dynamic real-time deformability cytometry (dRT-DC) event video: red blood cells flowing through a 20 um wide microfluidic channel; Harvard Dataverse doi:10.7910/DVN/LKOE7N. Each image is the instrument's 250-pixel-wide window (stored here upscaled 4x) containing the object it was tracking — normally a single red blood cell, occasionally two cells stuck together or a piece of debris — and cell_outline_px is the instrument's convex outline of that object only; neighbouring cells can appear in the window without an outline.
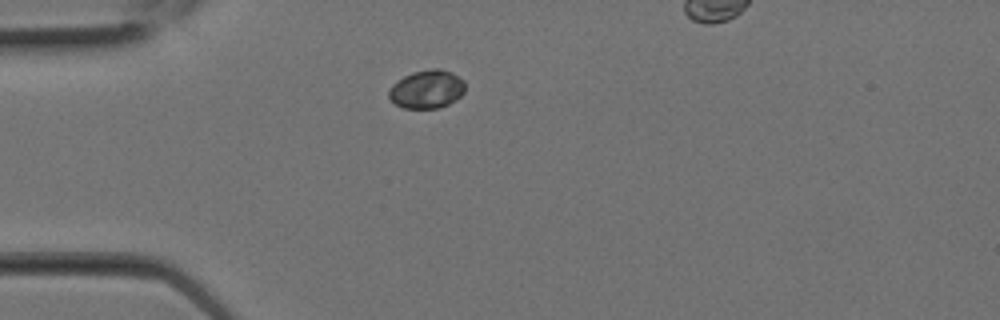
{"species": "Egyptian fruit bat (a non-hibernating species)", "species_latin": "Rousettus aegyptiacus", "temperature_condition": "room temperature", "stored_images_in_passage": 3, "camera_frame_rate_fps": 3000, "um_per_image_px": 0.085, "animal": {"sex": "female"}, "frame": {"image": 1, "passage_image": 1, "time_ms": 0.0, "image_size_px": [1000, 320], "cell_outline_px": [[464, 92], [456, 100], [440, 108], [404, 108], [396, 104], [388, 96], [388, 92], [392, 84], [404, 76], [412, 72], [432, 68], [440, 68], [452, 72], [460, 76], [464, 80]], "centroid_in_image_um": [36.3, 7.57], "position_along_channel_um": 48.7, "area_um2": 17.17}}